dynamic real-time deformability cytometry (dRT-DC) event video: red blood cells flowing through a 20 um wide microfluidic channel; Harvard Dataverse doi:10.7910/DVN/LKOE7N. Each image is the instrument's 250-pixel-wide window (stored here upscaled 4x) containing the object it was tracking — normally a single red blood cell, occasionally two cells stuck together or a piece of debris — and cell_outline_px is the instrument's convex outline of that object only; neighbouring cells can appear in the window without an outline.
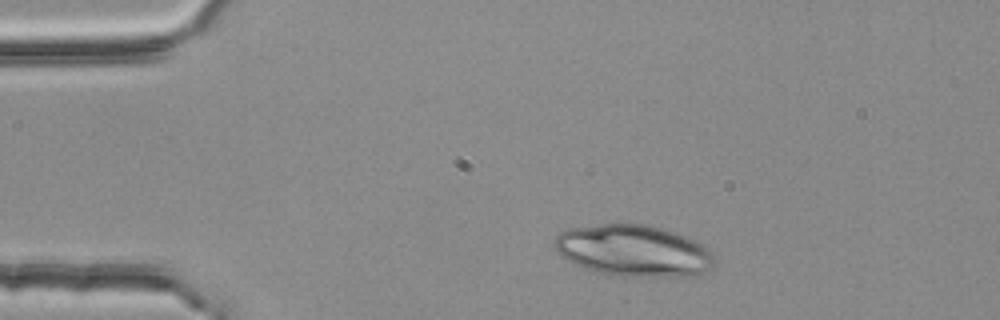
{"species": "common noctule bat (a hibernating species)", "species_latin": "Nyctalus noctula", "temperature_condition": "room temperature", "stored_images_in_passage": 2, "camera_frame_rate_fps": 3000, "um_per_image_px": 0.085, "animal": {"sex": "female", "body_mass_g": 25.1}, "frame": {"image": 1, "passage_image": 1, "time_ms": 0.0, "image_size_px": [1000, 320], "cell_outline_px": [[712, 268], [704, 272], [692, 276], [624, 280], [596, 272], [584, 268], [564, 260], [556, 252], [556, 236], [560, 232], [568, 228], [600, 224], [644, 224], [664, 228], [684, 236], [708, 248], [712, 252]], "centroid_in_image_um": [53.81, 21.37], "position_along_channel_um": 31.2, "area_um2": 49.25}}